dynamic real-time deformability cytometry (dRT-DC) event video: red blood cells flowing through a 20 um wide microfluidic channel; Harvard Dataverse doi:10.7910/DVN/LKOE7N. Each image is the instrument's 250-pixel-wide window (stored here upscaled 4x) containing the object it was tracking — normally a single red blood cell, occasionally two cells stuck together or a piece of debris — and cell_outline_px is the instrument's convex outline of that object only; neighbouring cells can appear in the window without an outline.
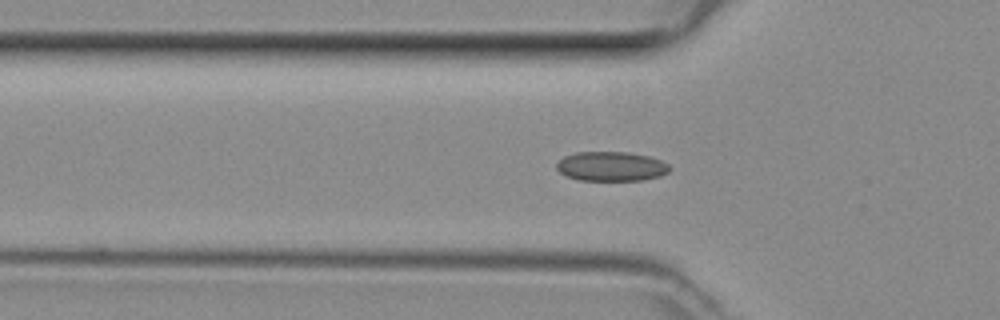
{"species": "common noctule bat (a hibernating species)", "species_latin": "Nyctalus noctula", "temperature_condition": "room temperature", "stored_images_in_passage": 48, "camera_frame_rate_fps": 3000, "um_per_image_px": 0.085, "animal": {"sex": "female", "body_mass_g": 29.2, "forearm_length_mm": 56.3}, "frame": {"image": 1, "passage_image": 15, "time_ms": 4.667, "image_size_px": [1000, 320], "cell_outline_px": [[672, 168], [668, 172], [660, 176], [640, 180], [580, 180], [568, 176], [560, 172], [556, 168], [556, 164], [564, 156], [576, 152], [628, 152], [648, 156], [660, 160], [668, 164]], "centroid_in_image_um": [51.96, 14.13], "position_along_channel_um": 73.8, "area_um2": 19.31}}
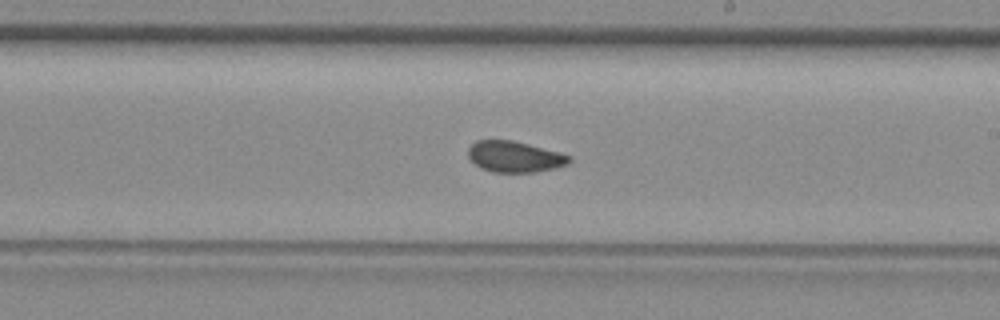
{"frame": {"image": 2, "passage_image": 27, "time_ms": 8.667, "image_size_px": [1000, 320], "cell_outline_px": [[572, 160], [568, 164], [536, 172], [492, 172], [480, 168], [468, 156], [468, 148], [476, 140], [512, 140], [560, 152], [572, 156]], "centroid_in_image_um": [43.75, 13.32], "position_along_channel_um": 245.2, "area_um2": 18.26}}
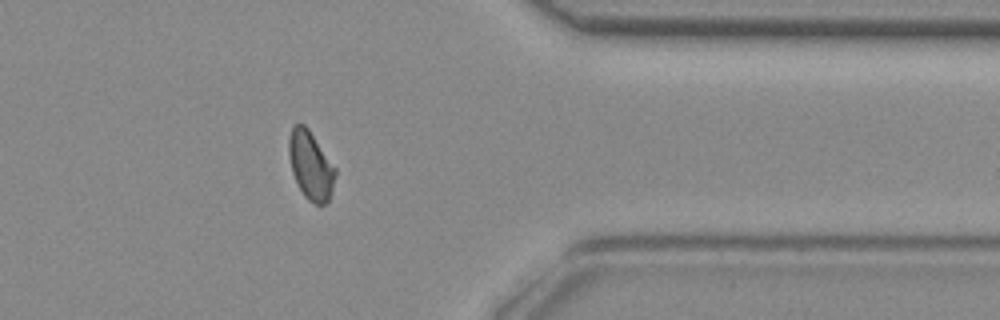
{"frame": {"image": 3, "passage_image": 38, "time_ms": 12.333, "image_size_px": [1000, 320], "cell_outline_px": [[336, 172], [332, 188], [328, 200], [324, 204], [316, 204], [308, 200], [304, 196], [292, 172], [288, 156], [288, 140], [292, 128], [296, 124], [304, 124], [308, 128], [336, 168]], "centroid_in_image_um": [26.39, 14.04], "position_along_channel_um": 385.0, "area_um2": 18.26}}